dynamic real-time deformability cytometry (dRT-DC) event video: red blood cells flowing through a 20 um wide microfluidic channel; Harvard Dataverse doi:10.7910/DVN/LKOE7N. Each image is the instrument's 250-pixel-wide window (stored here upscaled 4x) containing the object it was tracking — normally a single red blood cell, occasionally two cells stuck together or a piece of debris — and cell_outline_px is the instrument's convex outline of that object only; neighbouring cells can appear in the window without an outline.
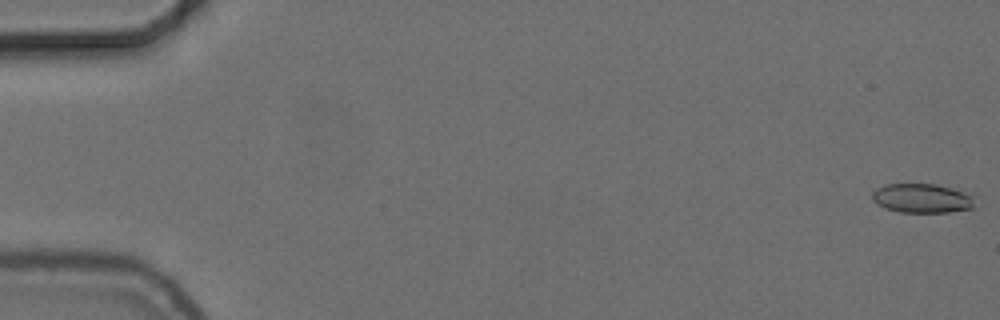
{"species": "common noctule bat (a hibernating species)", "species_latin": "Nyctalus noctula", "temperature_condition": "cold", "stored_images_in_passage": 56, "camera_frame_rate_fps": 3000, "um_per_image_px": 0.085, "animal": {"sex": "female", "body_mass_g": 24.6, "forearm_length_mm": 56.2}, "frame": {"image": 1, "passage_image": 1, "time_ms": 0.0, "image_size_px": [1000, 320], "cell_outline_px": [[972, 208], [948, 212], [900, 212], [888, 208], [872, 200], [872, 192], [876, 188], [884, 184], [936, 184], [972, 192]], "centroid_in_image_um": [78.39, 16.83], "position_along_channel_um": 6.6, "area_um2": 17.46}}
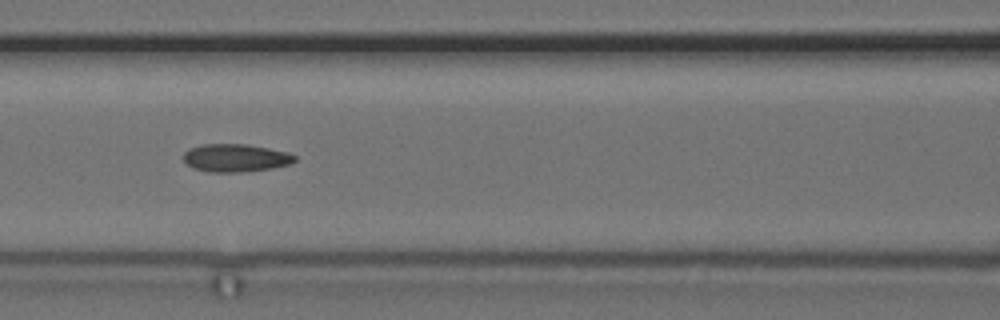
{"frame": {"image": 2, "passage_image": 25, "time_ms": 8.0, "image_size_px": [1000, 320], "cell_outline_px": [[296, 160], [288, 164], [272, 168], [240, 172], [208, 172], [192, 168], [184, 160], [184, 152], [188, 148], [200, 144], [244, 144], [268, 148], [288, 152], [296, 156]], "centroid_in_image_um": [19.99, 13.42], "position_along_channel_um": 146.6, "area_um2": 18.09}}
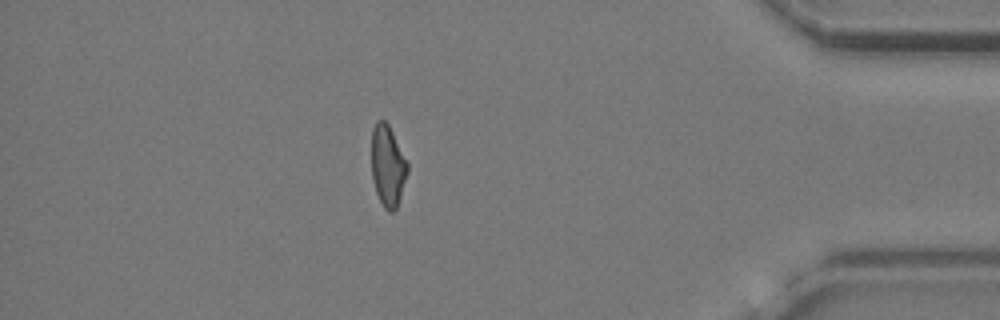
{"frame": {"image": 3, "passage_image": 49, "time_ms": 16.0, "image_size_px": [1000, 320], "cell_outline_px": [[408, 172], [396, 208], [392, 212], [388, 212], [384, 208], [376, 192], [372, 180], [372, 128], [376, 120], [384, 120], [388, 124], [408, 164]], "centroid_in_image_um": [32.94, 14.09], "position_along_channel_um": 402.3, "area_um2": 16.82}, "authors_computed_cell_mechanics": {"area_um2": 17.8602, "velocity_mm_per_s": 3.729, "shape_relaxation_time_tau1_ms": null, "shape_relaxation_time_tau2_ms": 3.0538, "deformation_change_tau1": null, "deformation_change_tau2": 0.0875}}